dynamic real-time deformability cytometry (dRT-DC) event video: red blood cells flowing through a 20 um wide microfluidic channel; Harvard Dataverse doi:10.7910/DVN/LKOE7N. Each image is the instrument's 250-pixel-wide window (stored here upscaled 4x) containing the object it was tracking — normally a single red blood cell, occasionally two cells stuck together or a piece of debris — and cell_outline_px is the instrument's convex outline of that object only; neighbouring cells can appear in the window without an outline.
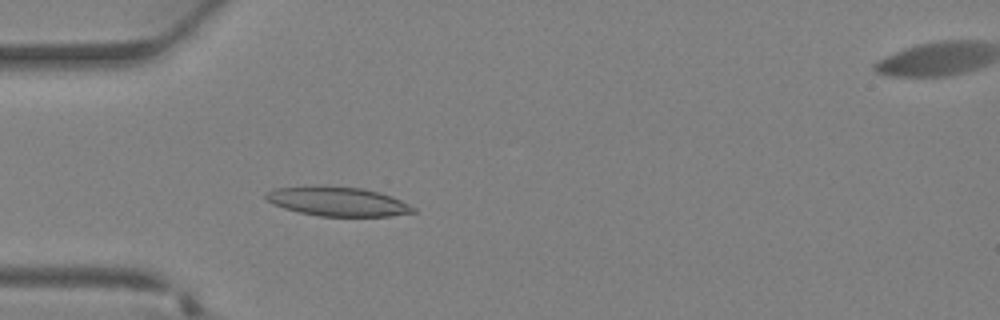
{"species": "Egyptian fruit bat (a non-hibernating species)", "species_latin": "Rousettus aegyptiacus", "temperature_condition": "warm", "stored_images_in_passage": 30, "camera_frame_rate_fps": 3000, "um_per_image_px": 0.085, "animal": {"sex": "female"}, "frame": {"image": 1, "passage_image": 4, "time_ms": 1.0, "image_size_px": [1000, 320], "cell_outline_px": [[416, 212], [388, 216], [320, 216], [300, 212], [284, 208], [272, 204], [264, 196], [264, 192], [272, 188], [312, 184], [360, 188], [380, 192], [392, 196], [416, 208]], "centroid_in_image_um": [28.63, 17.1], "position_along_channel_um": 56.4, "area_um2": 25.49}}
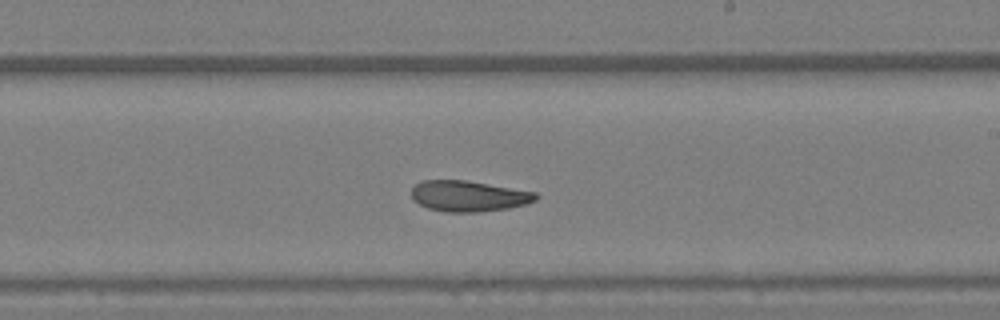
{"frame": {"image": 2, "passage_image": 15, "time_ms": 4.667, "image_size_px": [1000, 320], "cell_outline_px": [[540, 196], [536, 200], [524, 204], [508, 208], [476, 212], [444, 212], [428, 208], [412, 200], [412, 188], [416, 184], [424, 180], [468, 180], [536, 192]], "centroid_in_image_um": [39.83, 16.66], "position_along_channel_um": 249.2, "area_um2": 22.37}}
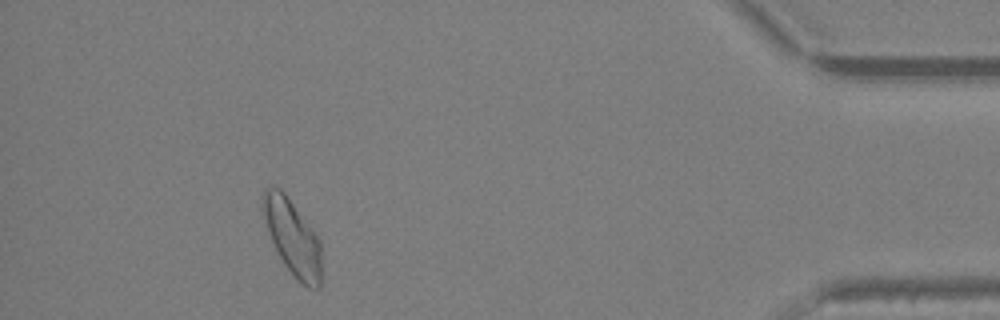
{"frame": {"image": 3, "passage_image": 27, "time_ms": 8.667, "image_size_px": [1000, 320], "cell_outline_px": [[320, 288], [308, 288], [284, 264], [276, 252], [264, 220], [260, 208], [260, 200], [264, 188], [272, 184], [276, 184], [284, 192], [316, 232], [320, 240]], "centroid_in_image_um": [24.81, 20.06], "position_along_channel_um": 410.4, "area_um2": 26.01}}